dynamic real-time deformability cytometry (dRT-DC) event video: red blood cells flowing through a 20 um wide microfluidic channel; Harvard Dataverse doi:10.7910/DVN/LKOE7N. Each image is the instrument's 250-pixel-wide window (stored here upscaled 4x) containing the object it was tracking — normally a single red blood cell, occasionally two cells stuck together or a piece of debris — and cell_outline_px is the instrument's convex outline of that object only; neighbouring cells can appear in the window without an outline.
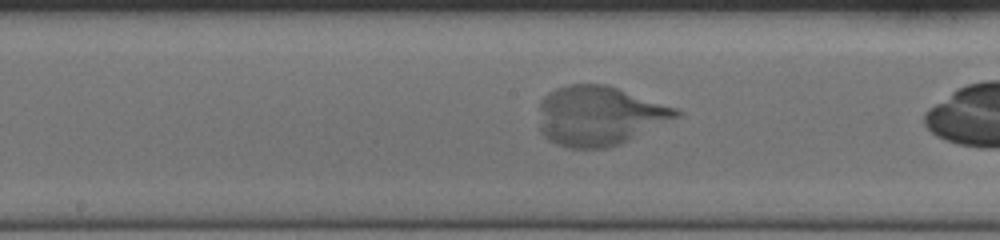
{"species": "human", "species_latin": "Homo sapiens", "temperature_condition": "cold", "stored_images_in_passage": 32, "camera_frame_rate_fps": 3000, "um_per_image_px": 0.085, "donor": {"sex": "female"}, "frame": {"image": 1, "passage_image": 26, "time_ms": 8.333, "image_size_px": [1000, 240], "cell_outline_px": [[680, 116], [620, 144], [608, 148], [568, 148], [556, 144], [548, 140], [540, 132], [540, 100], [548, 92], [556, 88], [568, 84], [608, 84], [676, 108], [680, 112]], "centroid_in_image_um": [50.9, 9.83], "position_along_channel_um": 197.3, "area_um2": 47.69}}